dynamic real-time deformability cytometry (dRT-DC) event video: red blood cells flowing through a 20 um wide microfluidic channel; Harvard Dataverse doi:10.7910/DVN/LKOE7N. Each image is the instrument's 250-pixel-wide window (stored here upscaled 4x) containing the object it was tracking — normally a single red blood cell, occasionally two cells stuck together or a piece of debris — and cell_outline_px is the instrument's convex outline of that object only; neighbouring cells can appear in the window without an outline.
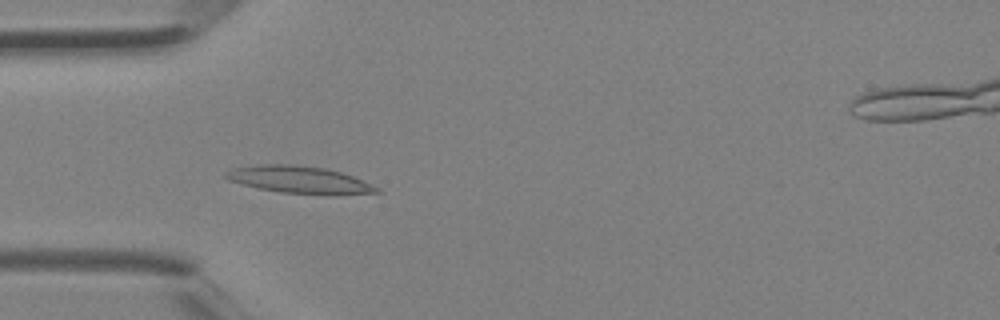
{"species": "Egyptian fruit bat (a non-hibernating species)", "species_latin": "Rousettus aegyptiacus", "temperature_condition": "room temperature", "stored_images_in_passage": 3, "camera_frame_rate_fps": 3000, "um_per_image_px": 0.085, "animal": {"sex": "female"}, "frame": {"image": 1, "passage_image": 3, "time_ms": 0.667, "image_size_px": [1000, 320], "cell_outline_px": [[384, 192], [280, 192], [260, 188], [228, 180], [224, 176], [232, 168], [260, 164], [296, 164], [328, 168], [352, 176], [372, 184], [380, 188]], "centroid_in_image_um": [25.37, 15.21], "position_along_channel_um": 59.6, "area_um2": 22.77}}